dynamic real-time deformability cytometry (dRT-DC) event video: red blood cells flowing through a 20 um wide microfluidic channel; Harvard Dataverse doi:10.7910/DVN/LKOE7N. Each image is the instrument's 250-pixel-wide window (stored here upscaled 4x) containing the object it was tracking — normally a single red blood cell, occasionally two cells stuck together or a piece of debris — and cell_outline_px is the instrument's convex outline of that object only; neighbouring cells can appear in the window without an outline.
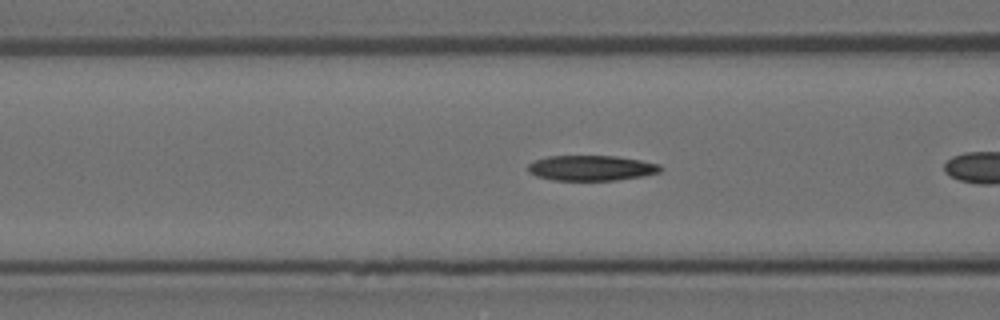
{"species": "Egyptian fruit bat (a non-hibernating species)", "species_latin": "Rousettus aegyptiacus", "temperature_condition": "room temperature", "stored_images_in_passage": 17, "camera_frame_rate_fps": 3000, "um_per_image_px": 0.085, "animal": {"sex": "female"}, "frame": {"image": 1, "passage_image": 6, "time_ms": 1.667, "image_size_px": [1000, 320], "cell_outline_px": [[664, 168], [660, 172], [644, 176], [616, 180], [552, 180], [536, 176], [528, 172], [528, 164], [536, 160], [548, 156], [616, 156], [640, 160], [660, 164]], "centroid_in_image_um": [50.28, 14.28], "position_along_channel_um": 116.3, "area_um2": 19.59}}